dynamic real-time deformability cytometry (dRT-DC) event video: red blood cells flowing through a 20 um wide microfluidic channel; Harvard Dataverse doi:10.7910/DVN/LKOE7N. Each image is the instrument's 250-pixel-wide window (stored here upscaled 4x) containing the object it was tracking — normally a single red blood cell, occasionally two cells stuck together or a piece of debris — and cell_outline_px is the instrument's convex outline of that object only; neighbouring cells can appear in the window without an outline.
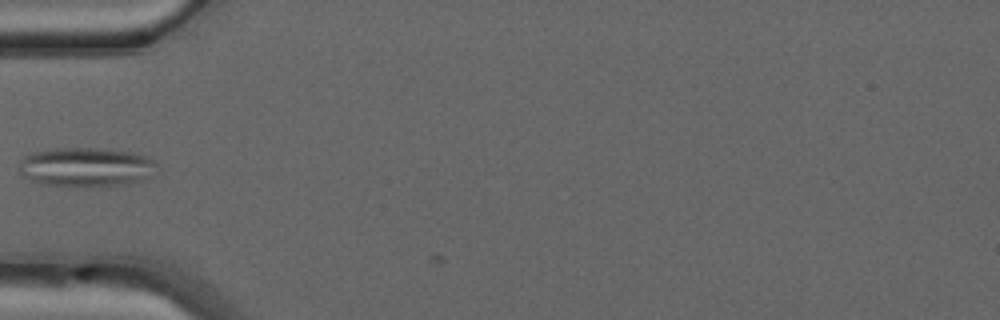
{"species": "common noctule bat (a hibernating species)", "species_latin": "Nyctalus noctula", "temperature_condition": "warm", "stored_images_in_passage": 4, "camera_frame_rate_fps": 3000, "um_per_image_px": 0.085, "animal": {"sex": "male", "forearm_length_mm": 52.5}, "frame": {"image": 1, "passage_image": 2, "time_ms": 0.333, "image_size_px": [1000, 320], "cell_outline_px": [[160, 168], [152, 176], [144, 180], [124, 184], [44, 184], [20, 176], [20, 160], [24, 156], [32, 152], [56, 148], [92, 148], [132, 152], [144, 156], [152, 160]], "centroid_in_image_um": [7.33, 14.16], "position_along_channel_um": 77.7, "area_um2": 30.81}}